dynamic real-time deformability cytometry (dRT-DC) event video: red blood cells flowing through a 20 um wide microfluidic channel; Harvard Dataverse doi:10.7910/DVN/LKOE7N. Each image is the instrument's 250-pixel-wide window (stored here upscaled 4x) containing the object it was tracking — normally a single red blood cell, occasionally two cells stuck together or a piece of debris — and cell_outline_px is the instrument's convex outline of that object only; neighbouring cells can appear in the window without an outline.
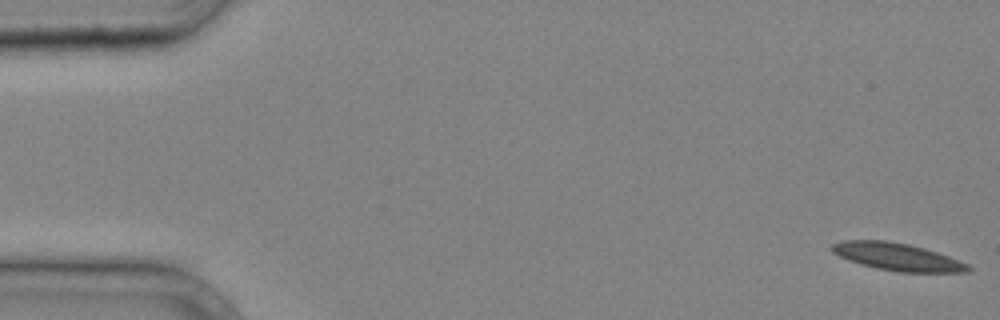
{"species": "common noctule bat (a hibernating species)", "species_latin": "Nyctalus noctula", "temperature_condition": "cold", "stored_images_in_passage": 39, "camera_frame_rate_fps": 3000, "um_per_image_px": 0.085, "animal": {"sex": "male", "body_mass_g": 20.4}, "frame": {"image": 1, "passage_image": 1, "time_ms": 0.0, "image_size_px": [1000, 320], "cell_outline_px": [[972, 272], [896, 272], [876, 268], [860, 264], [848, 260], [832, 252], [832, 244], [840, 240], [884, 240], [908, 244], [924, 248], [960, 260], [968, 264], [972, 268]], "centroid_in_image_um": [76.28, 21.83], "position_along_channel_um": 8.7, "area_um2": 21.85}}
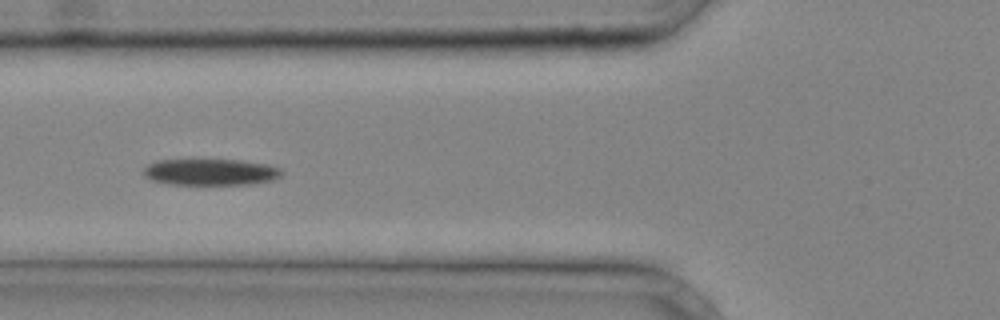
{"frame": {"image": 2, "passage_image": 15, "time_ms": 4.667, "image_size_px": [1000, 320], "cell_outline_px": [[284, 172], [280, 176], [272, 180], [248, 184], [168, 184], [152, 180], [144, 176], [144, 168], [148, 164], [156, 160], [192, 156], [240, 160], [268, 164], [280, 168]], "centroid_in_image_um": [17.83, 14.56], "position_along_channel_um": 108.0, "area_um2": 22.43}}
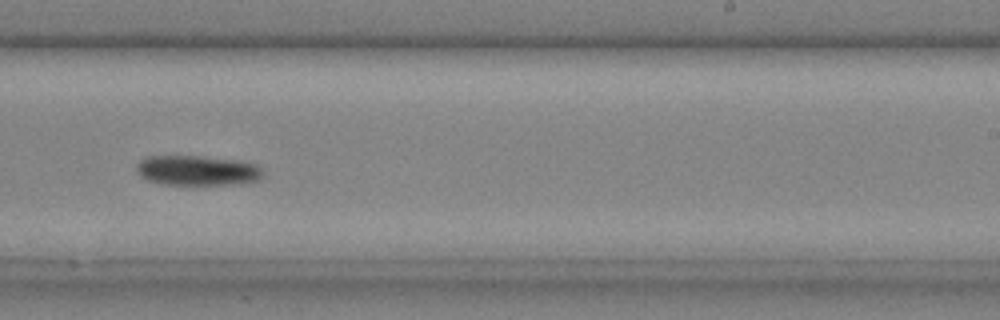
{"frame": {"image": 3, "passage_image": 25, "time_ms": 8.0, "image_size_px": [1000, 320], "cell_outline_px": [[264, 176], [260, 180], [232, 184], [160, 184], [148, 180], [140, 176], [136, 168], [136, 164], [140, 160], [148, 156], [204, 156], [244, 160], [256, 164], [264, 172]], "centroid_in_image_um": [16.81, 14.47], "position_along_channel_um": 272.2, "area_um2": 22.37}}